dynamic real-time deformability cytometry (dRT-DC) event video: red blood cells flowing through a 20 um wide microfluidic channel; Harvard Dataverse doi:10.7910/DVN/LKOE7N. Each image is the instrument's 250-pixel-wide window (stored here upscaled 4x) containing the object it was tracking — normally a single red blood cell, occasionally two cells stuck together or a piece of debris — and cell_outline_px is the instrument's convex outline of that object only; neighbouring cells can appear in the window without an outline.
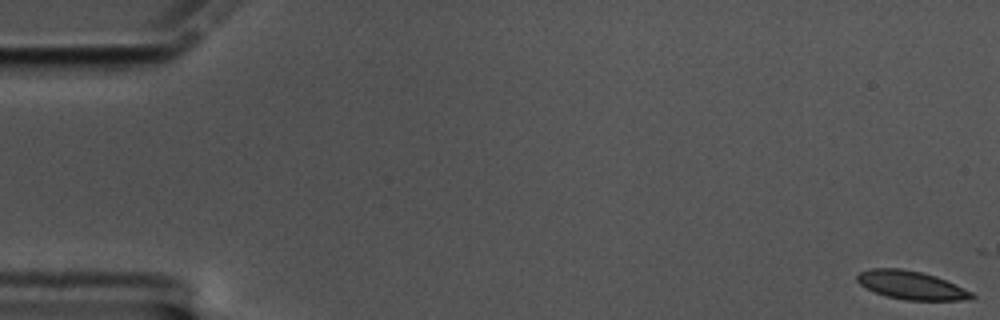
{"species": "common noctule bat (a hibernating species)", "species_latin": "Nyctalus noctula", "temperature_condition": "cold", "stored_images_in_passage": 12, "camera_frame_rate_fps": 3000, "um_per_image_px": 0.085, "animal": {"sex": "male", "body_mass_g": 17.5, "forearm_length_mm": 52.3}, "frame": {"image": 1, "passage_image": 1, "time_ms": 0.0, "image_size_px": [1000, 320], "cell_outline_px": [[976, 296], [972, 300], [904, 300], [888, 296], [876, 292], [860, 284], [856, 280], [856, 276], [860, 272], [872, 268], [900, 268], [920, 272], [936, 276], [972, 292]], "centroid_in_image_um": [77.47, 24.24], "position_along_channel_um": 7.5, "area_um2": 18.79}}